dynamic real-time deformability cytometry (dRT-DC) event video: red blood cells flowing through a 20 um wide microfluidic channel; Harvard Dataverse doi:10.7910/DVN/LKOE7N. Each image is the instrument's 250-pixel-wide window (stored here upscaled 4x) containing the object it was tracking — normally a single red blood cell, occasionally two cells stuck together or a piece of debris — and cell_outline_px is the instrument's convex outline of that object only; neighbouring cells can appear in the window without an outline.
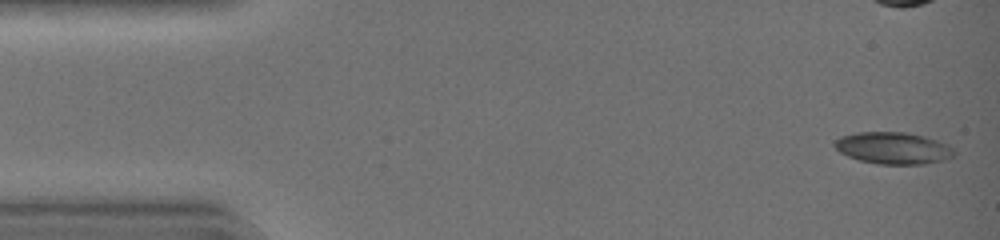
{"species": "common noctule bat (a hibernating species)", "species_latin": "Nyctalus noctula", "temperature_condition": "warm", "stored_images_in_passage": 43, "camera_frame_rate_fps": 3000, "um_per_image_px": 0.085, "animal": {"sex": "female", "body_mass_g": 19.0, "forearm_length_mm": 51.5}, "frame": {"image": 1, "passage_image": 1, "time_ms": 0.0, "image_size_px": [1000, 240], "cell_outline_px": [[952, 156], [944, 160], [924, 164], [876, 164], [860, 160], [848, 156], [840, 152], [832, 144], [836, 140], [844, 136], [860, 132], [904, 132], [936, 140], [944, 144], [952, 152]], "centroid_in_image_um": [75.85, 12.6], "position_along_channel_um": 9.1, "area_um2": 21.56}, "authors_computed_cell_mechanics": {"area_um2": 19.8832, "velocity_mm_per_s": 4.4341, "shape_relaxation_time_tau1_ms": null, "shape_relaxation_time_tau2_ms": 2.9735, "deformation_change_tau1": null, "deformation_change_tau2": 0.0753}}